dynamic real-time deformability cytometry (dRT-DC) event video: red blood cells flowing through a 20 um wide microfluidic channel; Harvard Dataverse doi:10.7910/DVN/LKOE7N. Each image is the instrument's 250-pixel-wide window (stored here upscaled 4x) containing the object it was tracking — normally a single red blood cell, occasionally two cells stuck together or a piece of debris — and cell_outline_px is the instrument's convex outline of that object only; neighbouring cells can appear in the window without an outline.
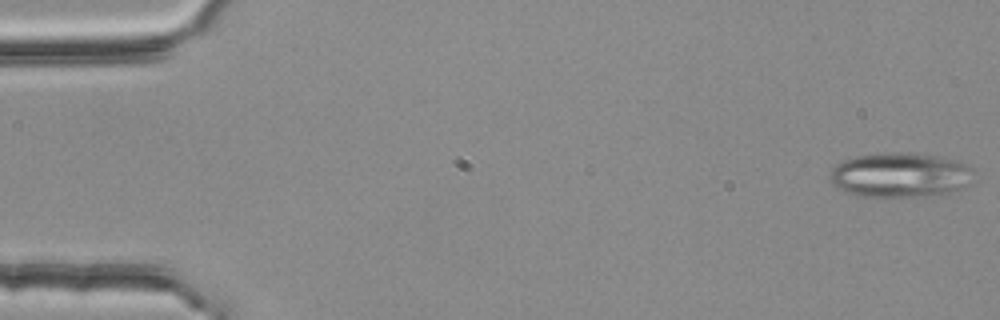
{"species": "common noctule bat (a hibernating species)", "species_latin": "Nyctalus noctula", "temperature_condition": "room temperature", "stored_images_in_passage": 51, "camera_frame_rate_fps": 3000, "um_per_image_px": 0.085, "animal": {"sex": "female", "body_mass_g": 25.1}, "frame": {"image": 1, "passage_image": 1, "time_ms": 0.0, "image_size_px": [1000, 320], "cell_outline_px": [[972, 172], [960, 188], [948, 192], [924, 196], [856, 196], [844, 192], [832, 184], [828, 176], [832, 168], [836, 164], [844, 160], [856, 156], [888, 152], [908, 152], [936, 156], [952, 160], [964, 164], [972, 168]], "centroid_in_image_um": [76.38, 14.87], "position_along_channel_um": 8.6, "area_um2": 36.88}}